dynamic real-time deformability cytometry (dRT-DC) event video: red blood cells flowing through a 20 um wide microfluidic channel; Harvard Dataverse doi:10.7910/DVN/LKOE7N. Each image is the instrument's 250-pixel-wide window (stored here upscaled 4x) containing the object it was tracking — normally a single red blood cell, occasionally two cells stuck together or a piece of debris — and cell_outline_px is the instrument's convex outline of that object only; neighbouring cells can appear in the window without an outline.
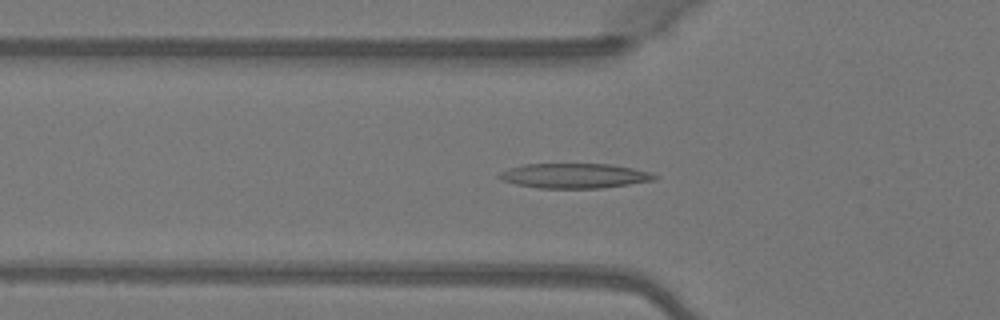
{"species": "Egyptian fruit bat (a non-hibernating species)", "species_latin": "Rousettus aegyptiacus", "temperature_condition": "warm", "stored_images_in_passage": 50, "camera_frame_rate_fps": 3000, "um_per_image_px": 0.085, "animal": {"sex": "female"}, "frame": {"image": 1, "passage_image": 17, "time_ms": 5.333, "image_size_px": [1000, 320], "cell_outline_px": [[660, 176], [656, 180], [600, 188], [540, 188], [516, 184], [504, 180], [496, 176], [500, 172], [508, 168], [524, 164], [612, 164], [632, 168], [648, 172]], "centroid_in_image_um": [48.83, 14.93], "position_along_channel_um": 77.0, "area_um2": 22.37}}
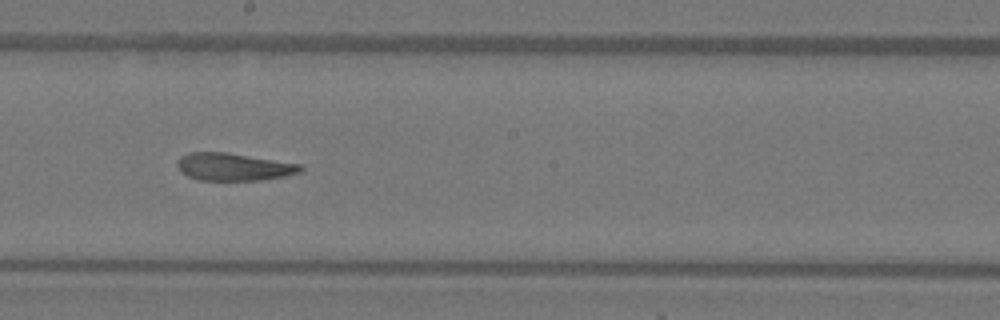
{"frame": {"image": 2, "passage_image": 28, "time_ms": 9.0, "image_size_px": [1000, 320], "cell_outline_px": [[304, 168], [300, 172], [284, 176], [260, 180], [200, 180], [188, 176], [180, 172], [176, 164], [176, 160], [180, 156], [188, 152], [224, 152], [300, 164]], "centroid_in_image_um": [19.8, 14.18], "position_along_channel_um": 228.4, "area_um2": 19.71}}
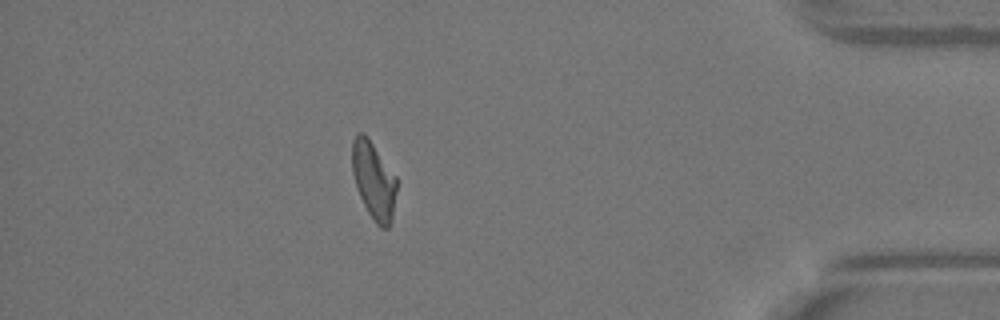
{"frame": {"image": 3, "passage_image": 44, "time_ms": 14.333, "image_size_px": [1000, 320], "cell_outline_px": [[396, 192], [392, 216], [388, 228], [380, 228], [376, 224], [368, 212], [360, 196], [352, 172], [352, 140], [360, 132], [364, 132], [368, 136], [396, 176]], "centroid_in_image_um": [31.76, 15.31], "position_along_channel_um": 403.4, "area_um2": 19.94}, "authors_computed_cell_mechanics": {"area_um2": 20.8947, "velocity_mm_per_s": 4.1075, "shape_relaxation_time_tau1_ms": 8.0873, "shape_relaxation_time_tau2_ms": 2.761, "deformation_change_tau1": 0.2395, "deformation_change_tau2": 0.1053}}